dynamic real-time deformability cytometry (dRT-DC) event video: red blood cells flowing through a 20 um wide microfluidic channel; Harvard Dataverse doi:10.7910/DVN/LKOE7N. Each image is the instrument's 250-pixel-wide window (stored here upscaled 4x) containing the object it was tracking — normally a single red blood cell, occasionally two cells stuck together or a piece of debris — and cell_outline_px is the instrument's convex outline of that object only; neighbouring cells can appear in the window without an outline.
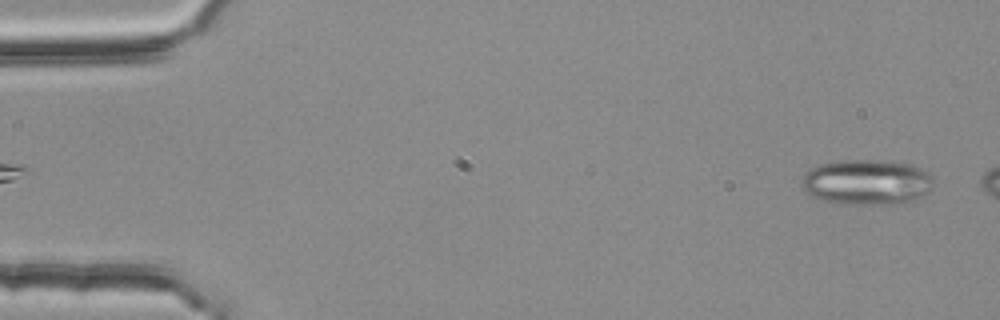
{"species": "common noctule bat (a hibernating species)", "species_latin": "Nyctalus noctula", "temperature_condition": "room temperature", "stored_images_in_passage": 8, "camera_frame_rate_fps": 3000, "um_per_image_px": 0.085, "animal": {"sex": "female", "body_mass_g": 25.1}, "frame": {"image": 1, "passage_image": 2, "time_ms": 0.333, "image_size_px": [1000, 320], "cell_outline_px": [[932, 180], [928, 188], [916, 200], [908, 204], [840, 204], [824, 200], [812, 196], [804, 192], [800, 184], [804, 176], [812, 168], [820, 164], [840, 160], [884, 160], [912, 164], [928, 172], [932, 176]], "centroid_in_image_um": [73.66, 15.49], "position_along_channel_um": 11.3, "area_um2": 34.97}}